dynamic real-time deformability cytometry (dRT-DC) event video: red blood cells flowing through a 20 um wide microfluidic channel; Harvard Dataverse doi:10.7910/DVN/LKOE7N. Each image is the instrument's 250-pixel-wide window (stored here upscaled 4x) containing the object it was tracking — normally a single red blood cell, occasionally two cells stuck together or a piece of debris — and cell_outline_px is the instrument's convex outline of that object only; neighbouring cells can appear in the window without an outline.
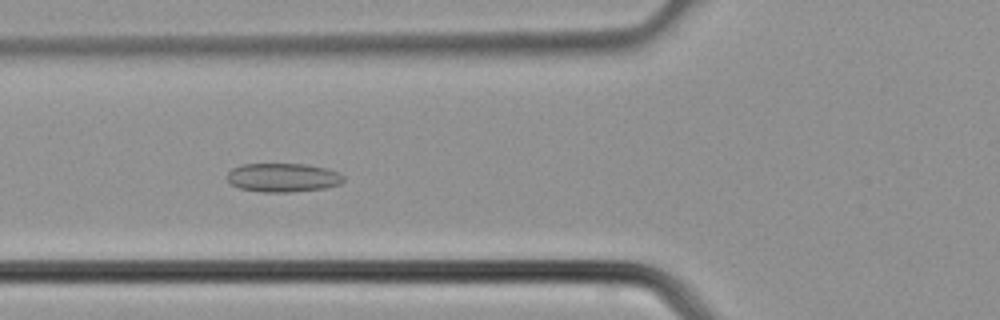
{"species": "common noctule bat (a hibernating species)", "species_latin": "Nyctalus noctula", "temperature_condition": "cold", "stored_images_in_passage": 39, "camera_frame_rate_fps": 3000, "um_per_image_px": 0.085, "animal": {"sex": "male", "body_mass_g": 21.5, "forearm_length_mm": 52.0}, "frame": {"image": 1, "passage_image": 15, "time_ms": 4.667, "image_size_px": [1000, 320], "cell_outline_px": [[344, 180], [340, 184], [324, 188], [292, 192], [260, 192], [240, 188], [232, 184], [228, 180], [228, 172], [232, 168], [240, 164], [304, 164], [328, 168], [344, 176]], "centroid_in_image_um": [24.05, 15.09], "position_along_channel_um": 101.8, "area_um2": 19.54}}
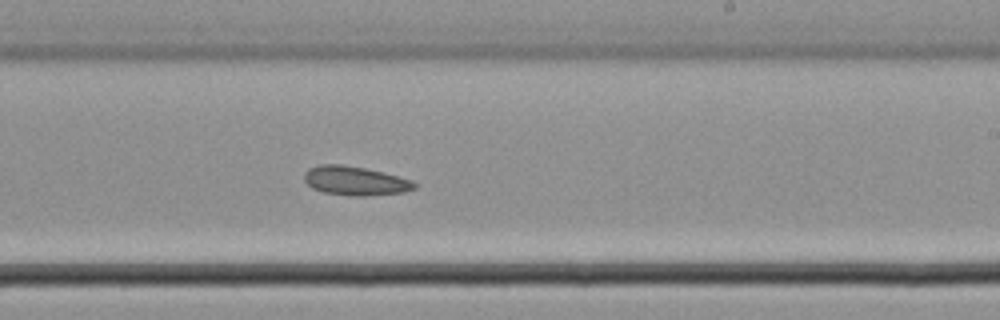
{"frame": {"image": 2, "passage_image": 24, "time_ms": 7.667, "image_size_px": [1000, 320], "cell_outline_px": [[416, 188], [404, 192], [364, 196], [352, 196], [324, 192], [312, 188], [304, 180], [304, 172], [308, 168], [320, 164], [340, 164], [364, 168], [412, 180], [416, 184]], "centroid_in_image_um": [30.15, 15.37], "position_along_channel_um": 258.8, "area_um2": 18.5}}
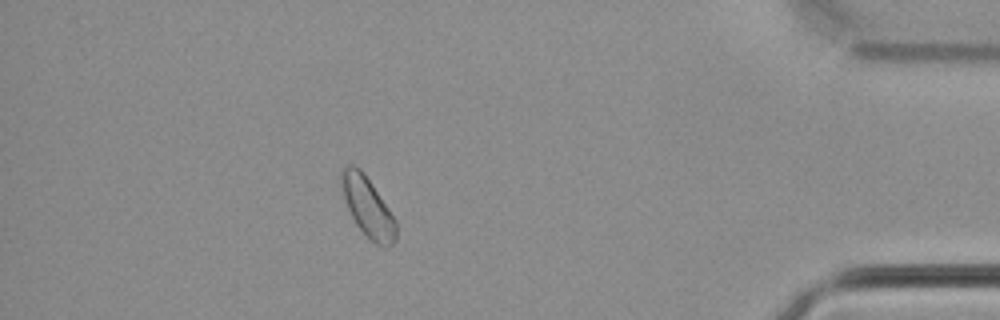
{"frame": {"image": 3, "passage_image": 35, "time_ms": 11.333, "image_size_px": [1000, 320], "cell_outline_px": [[396, 240], [392, 244], [384, 248], [376, 244], [356, 224], [348, 208], [340, 188], [340, 168], [344, 164], [352, 164], [360, 168], [372, 184], [396, 220]], "centroid_in_image_um": [31.22, 17.53], "position_along_channel_um": 404.0, "area_um2": 19.02}}